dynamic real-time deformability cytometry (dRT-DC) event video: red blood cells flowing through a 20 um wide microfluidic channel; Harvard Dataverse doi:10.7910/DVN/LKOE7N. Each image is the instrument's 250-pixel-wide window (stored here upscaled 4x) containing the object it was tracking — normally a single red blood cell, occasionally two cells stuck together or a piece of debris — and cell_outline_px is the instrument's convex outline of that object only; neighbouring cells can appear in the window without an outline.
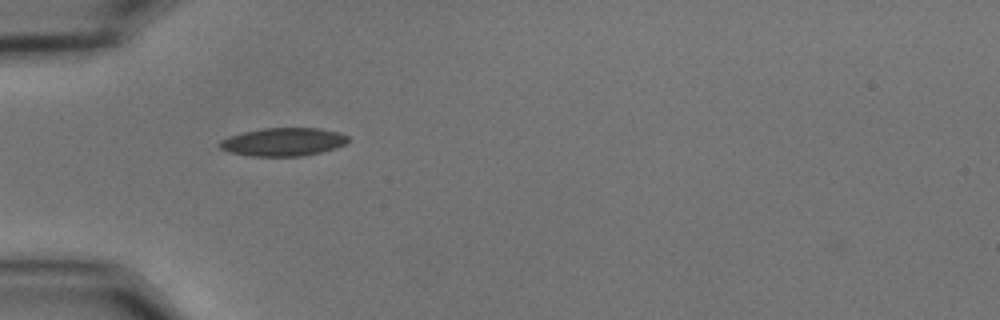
{"species": "common noctule bat (a hibernating species)", "species_latin": "Nyctalus noctula", "temperature_condition": "cold", "stored_images_in_passage": 16, "camera_frame_rate_fps": 3000, "um_per_image_px": 0.085, "animal": {"sex": "male", "body_mass_g": 15.6}, "frame": {"image": 1, "passage_image": 1, "time_ms": 0.0, "image_size_px": [1000, 320], "cell_outline_px": [[348, 140], [344, 144], [336, 148], [304, 156], [252, 156], [228, 152], [220, 148], [216, 144], [220, 140], [228, 136], [244, 132], [264, 128], [320, 128], [336, 132], [348, 136]], "centroid_in_image_um": [24.02, 12.06], "position_along_channel_um": 61.0, "area_um2": 21.1}}